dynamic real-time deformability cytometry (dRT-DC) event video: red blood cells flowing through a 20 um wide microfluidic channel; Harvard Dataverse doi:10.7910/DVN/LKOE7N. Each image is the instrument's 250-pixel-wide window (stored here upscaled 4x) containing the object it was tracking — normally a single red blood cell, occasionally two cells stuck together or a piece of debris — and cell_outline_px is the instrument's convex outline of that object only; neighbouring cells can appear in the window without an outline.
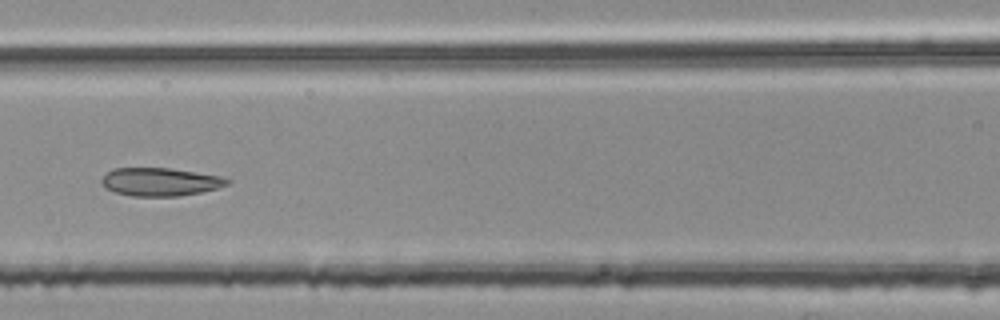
{"species": "common noctule bat (a hibernating species)", "species_latin": "Nyctalus noctula", "temperature_condition": "room temperature", "stored_images_in_passage": 6, "camera_frame_rate_fps": 3000, "um_per_image_px": 0.085, "animal": {"sex": "female", "body_mass_g": 25.1}, "frame": {"image": 1, "passage_image": 5, "time_ms": 1.333, "image_size_px": [1000, 320], "cell_outline_px": [[232, 180], [228, 184], [216, 188], [200, 192], [176, 196], [132, 196], [116, 192], [108, 188], [100, 180], [112, 168], [168, 168], [220, 176]], "centroid_in_image_um": [13.62, 15.45], "position_along_channel_um": 153.0, "area_um2": 20.23}}
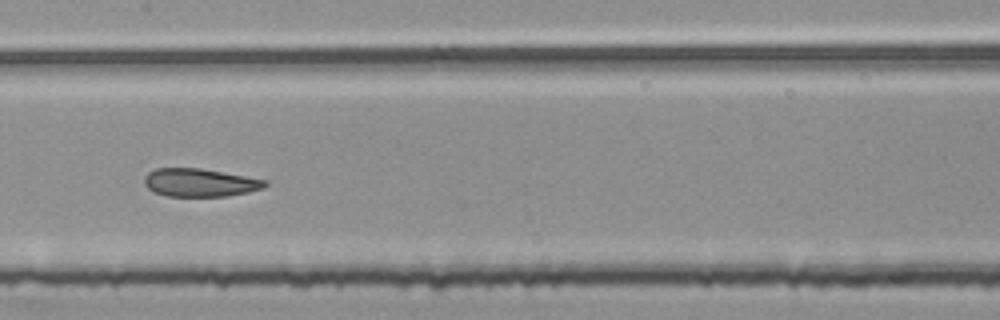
{"frame": {"image": 2, "passage_image": 6, "time_ms": 1.667, "image_size_px": [1000, 320], "cell_outline_px": [[268, 184], [264, 188], [248, 192], [228, 196], [168, 196], [156, 192], [148, 188], [144, 184], [144, 176], [148, 172], [156, 168], [200, 168], [268, 180]], "centroid_in_image_um": [17.0, 15.52], "position_along_channel_um": 190.4, "area_um2": 19.77}}